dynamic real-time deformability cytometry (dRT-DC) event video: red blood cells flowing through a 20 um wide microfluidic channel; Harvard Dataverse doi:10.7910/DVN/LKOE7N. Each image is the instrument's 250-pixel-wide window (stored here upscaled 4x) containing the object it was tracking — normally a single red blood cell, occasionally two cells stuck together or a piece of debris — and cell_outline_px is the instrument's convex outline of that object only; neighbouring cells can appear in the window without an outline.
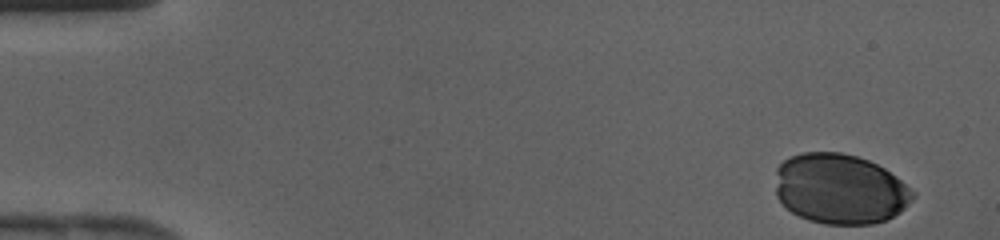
{"species": "human", "species_latin": "Homo sapiens", "temperature_condition": "cold", "stored_images_in_passage": 34, "camera_frame_rate_fps": 3000, "um_per_image_px": 0.085, "donor": {"sex": "female"}, "frame": {"image": 1, "passage_image": 1, "time_ms": 0.0, "image_size_px": [1000, 240], "cell_outline_px": [[916, 196], [900, 212], [884, 220], [872, 224], [824, 224], [808, 220], [792, 212], [776, 196], [776, 168], [784, 160], [800, 152], [840, 152], [856, 156], [868, 160], [884, 168], [896, 176]], "centroid_in_image_um": [71.37, 16.05], "position_along_channel_um": 13.6, "area_um2": 56.01}}
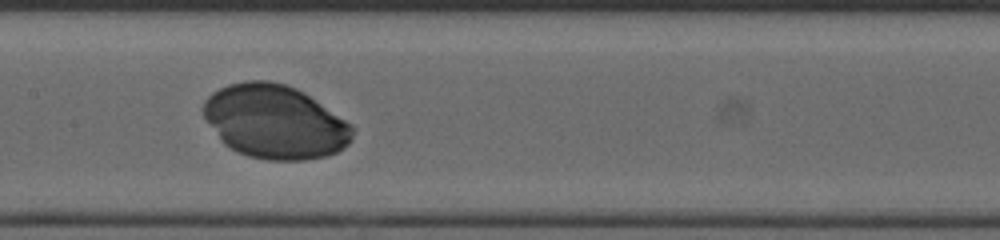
{"frame": {"image": 2, "passage_image": 20, "time_ms": 6.333, "image_size_px": [1000, 240], "cell_outline_px": [[356, 128], [352, 140], [344, 148], [328, 156], [304, 160], [268, 160], [248, 156], [236, 152], [224, 144], [220, 140], [204, 116], [204, 100], [212, 92], [228, 84], [248, 80], [268, 80], [284, 84], [296, 88], [304, 92], [352, 124]], "centroid_in_image_um": [23.39, 10.36], "position_along_channel_um": 184.0, "area_um2": 64.33}}
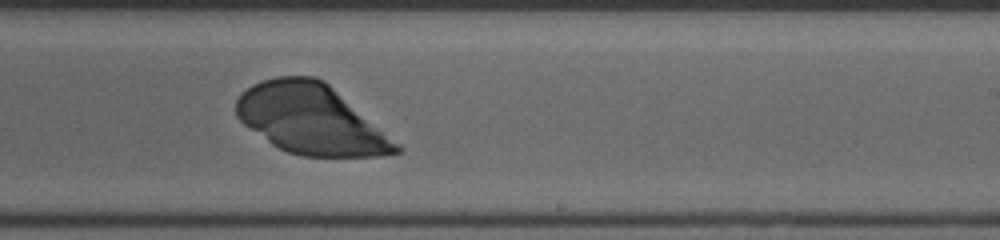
{"frame": {"image": 3, "passage_image": 25, "time_ms": 8.0, "image_size_px": [1000, 240], "cell_outline_px": [[404, 148], [400, 152], [384, 156], [300, 156], [288, 152], [272, 144], [244, 124], [236, 116], [236, 100], [252, 84], [276, 76], [316, 76], [324, 80], [400, 144]], "centroid_in_image_um": [26.45, 10.14], "position_along_channel_um": 262.6, "area_um2": 64.62}}